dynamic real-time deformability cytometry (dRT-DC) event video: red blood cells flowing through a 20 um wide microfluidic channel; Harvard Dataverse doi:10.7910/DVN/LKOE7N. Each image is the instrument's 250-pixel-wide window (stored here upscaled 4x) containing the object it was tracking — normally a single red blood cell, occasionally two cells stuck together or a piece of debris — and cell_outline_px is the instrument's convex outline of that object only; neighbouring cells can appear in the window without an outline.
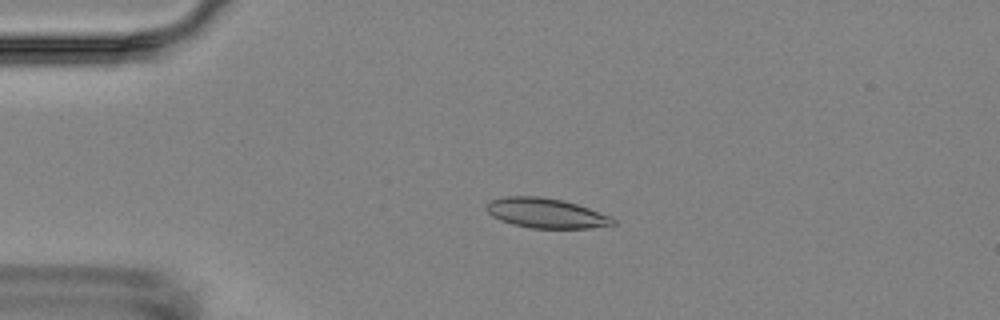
{"species": "Egyptian fruit bat (a non-hibernating species)", "species_latin": "Rousettus aegyptiacus", "temperature_condition": "room temperature", "stored_images_in_passage": 5, "camera_frame_rate_fps": 3000, "um_per_image_px": 0.085, "animal": {"sex": "female"}, "frame": {"image": 1, "passage_image": 4, "time_ms": 3.333, "image_size_px": [1000, 320], "cell_outline_px": [[616, 224], [592, 228], [532, 228], [512, 224], [500, 220], [492, 216], [484, 208], [488, 200], [504, 196], [540, 196], [564, 200], [612, 216], [616, 220]], "centroid_in_image_um": [46.39, 18.11], "position_along_channel_um": 38.6, "area_um2": 22.25}}
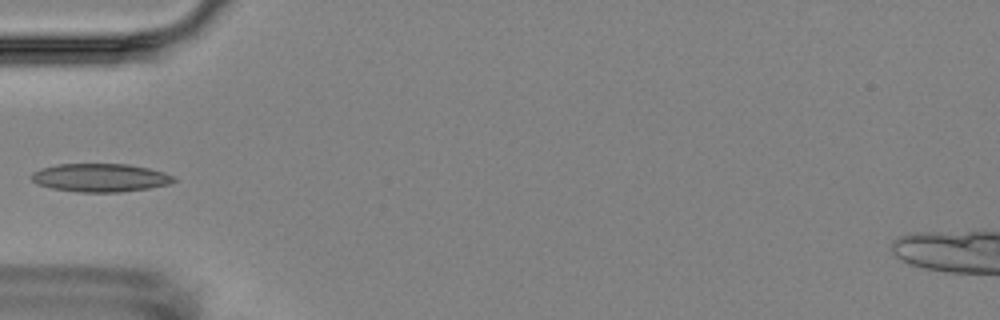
{"frame": {"image": 2, "passage_image": 5, "time_ms": 5.333, "image_size_px": [1000, 320], "cell_outline_px": [[176, 180], [168, 184], [148, 188], [120, 192], [76, 192], [52, 188], [36, 184], [32, 180], [32, 172], [40, 168], [56, 164], [128, 164], [148, 168], [164, 172], [176, 176]], "centroid_in_image_um": [8.51, 15.1], "position_along_channel_um": 76.5, "area_um2": 23.52}}